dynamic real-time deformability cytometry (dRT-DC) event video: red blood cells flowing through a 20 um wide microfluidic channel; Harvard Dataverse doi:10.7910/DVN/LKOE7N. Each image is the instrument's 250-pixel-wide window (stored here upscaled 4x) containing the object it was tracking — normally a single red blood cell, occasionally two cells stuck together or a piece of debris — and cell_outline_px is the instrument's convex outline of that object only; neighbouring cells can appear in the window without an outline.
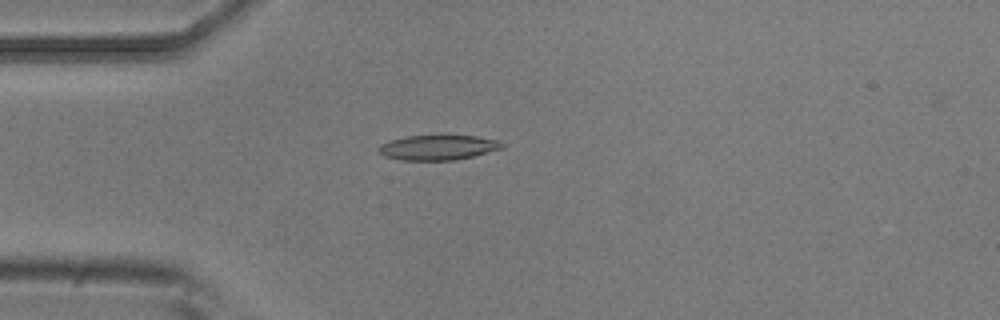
{"species": "common noctule bat (a hibernating species)", "species_latin": "Nyctalus noctula", "temperature_condition": "room temperature", "stored_images_in_passage": 4, "camera_frame_rate_fps": 3000, "um_per_image_px": 0.085, "animal": {"sex": "male", "body_mass_g": 20.5, "forearm_length_mm": 52.5}, "frame": {"image": 1, "passage_image": 4, "time_ms": 1.0, "image_size_px": [1000, 320], "cell_outline_px": [[504, 148], [472, 156], [452, 160], [404, 160], [384, 156], [376, 148], [380, 144], [404, 136], [476, 136], [500, 140], [504, 144]], "centroid_in_image_um": [37.24, 12.53], "position_along_channel_um": 47.8, "area_um2": 17.8}}